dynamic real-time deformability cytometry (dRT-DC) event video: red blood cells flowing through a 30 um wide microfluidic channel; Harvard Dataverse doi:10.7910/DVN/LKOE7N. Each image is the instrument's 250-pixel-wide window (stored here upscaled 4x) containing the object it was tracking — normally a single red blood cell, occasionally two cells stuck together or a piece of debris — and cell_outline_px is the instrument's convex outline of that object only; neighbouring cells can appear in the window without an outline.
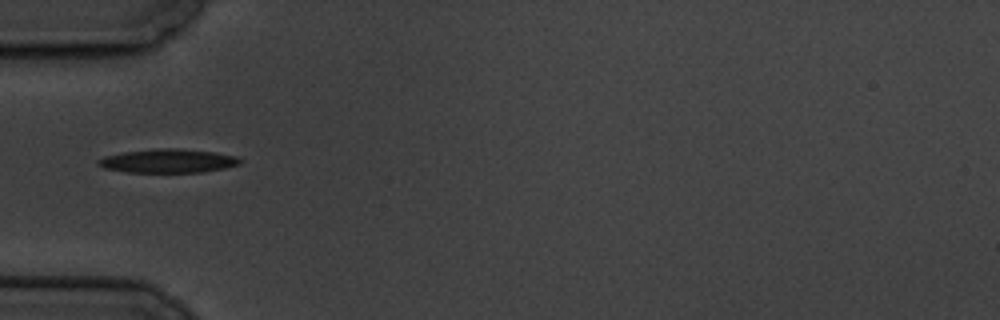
{"species": "common noctule bat (a hibernating species)", "species_latin": "Nyctalus noctula", "temperature_condition": "cold", "stored_images_in_passage": 5, "camera_frame_rate_fps": 3000, "um_per_image_px": 0.085, "animal": {"sex": "male", "body_mass_g": 19.5, "forearm_length_mm": 54.6}, "frame": {"image": 1, "passage_image": 1, "time_ms": 0.0, "image_size_px": [1000, 320], "cell_outline_px": [[244, 160], [240, 164], [224, 168], [204, 172], [128, 172], [104, 168], [96, 164], [96, 160], [104, 156], [124, 152], [156, 148], [180, 148], [216, 152], [236, 156]], "centroid_in_image_um": [14.3, 13.67], "position_along_channel_um": 70.7, "area_um2": 19.83}}
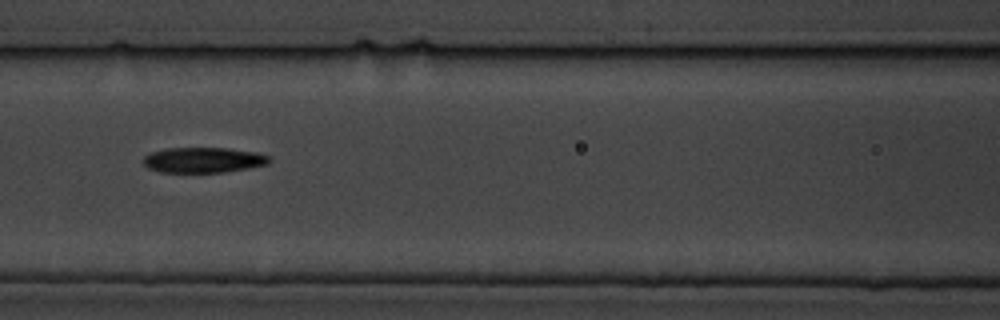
{"frame": {"image": 2, "passage_image": 3, "time_ms": 2.333, "image_size_px": [1000, 320], "cell_outline_px": [[272, 160], [268, 164], [248, 168], [224, 172], [160, 172], [148, 168], [144, 164], [144, 156], [152, 152], [168, 148], [228, 148], [256, 152], [268, 156]], "centroid_in_image_um": [17.3, 13.6], "position_along_channel_um": 149.3, "area_um2": 18.55}}
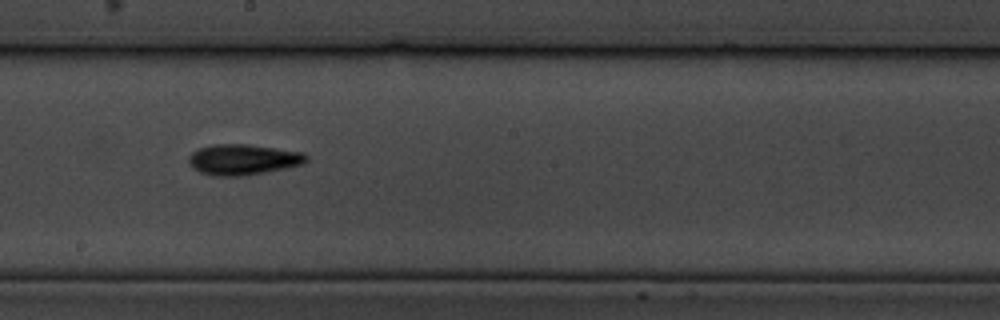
{"frame": {"image": 3, "passage_image": 5, "time_ms": 4.667, "image_size_px": [1000, 320], "cell_outline_px": [[308, 160], [304, 164], [288, 168], [240, 176], [212, 176], [200, 172], [192, 168], [188, 160], [188, 156], [192, 152], [200, 148], [212, 144], [248, 144], [304, 152], [308, 156]], "centroid_in_image_um": [20.67, 13.56], "position_along_channel_um": 227.5, "area_um2": 21.21}}